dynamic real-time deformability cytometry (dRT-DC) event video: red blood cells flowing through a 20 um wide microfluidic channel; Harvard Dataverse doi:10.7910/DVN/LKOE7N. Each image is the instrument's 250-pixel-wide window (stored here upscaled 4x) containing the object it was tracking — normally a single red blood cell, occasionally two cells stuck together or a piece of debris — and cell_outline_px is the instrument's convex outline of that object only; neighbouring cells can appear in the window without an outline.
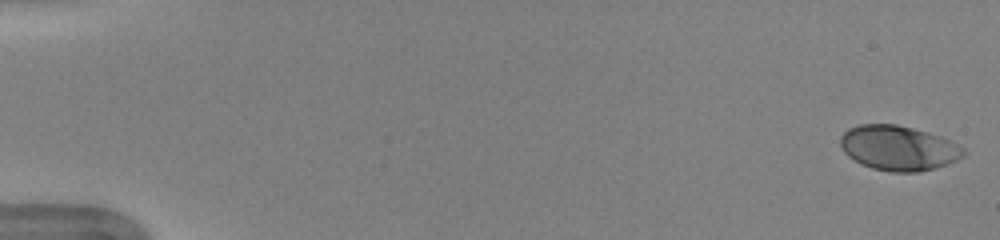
{"species": "human", "species_latin": "Homo sapiens", "temperature_condition": "warm", "stored_images_in_passage": 51, "camera_frame_rate_fps": 3000, "um_per_image_px": 0.085, "donor": {"sex": "female"}, "frame": {"image": 1, "passage_image": 1, "time_ms": 0.0, "image_size_px": [1000, 240], "cell_outline_px": [[968, 152], [964, 156], [956, 160], [920, 172], [892, 172], [872, 168], [860, 164], [848, 156], [844, 152], [840, 144], [840, 136], [848, 128], [860, 124], [896, 124], [928, 132], [940, 136], [964, 148]], "centroid_in_image_um": [76.34, 12.58], "position_along_channel_um": 8.7, "area_um2": 32.14}}
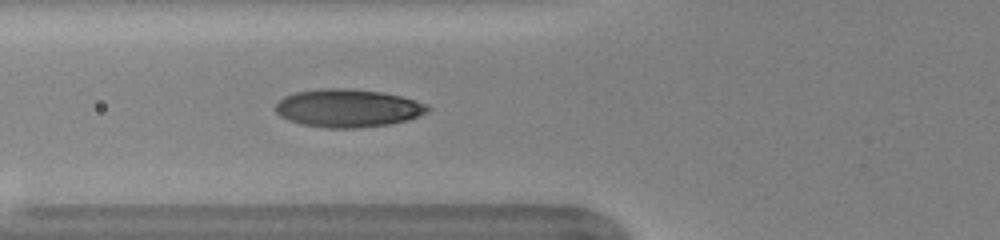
{"frame": {"image": 2, "passage_image": 20, "time_ms": 6.333, "image_size_px": [1000, 240], "cell_outline_px": [[432, 108], [428, 112], [408, 120], [388, 124], [356, 128], [328, 128], [300, 124], [288, 120], [280, 116], [276, 112], [276, 104], [284, 96], [296, 92], [324, 88], [348, 88], [380, 92], [400, 96], [428, 104]], "centroid_in_image_um": [29.57, 9.19], "position_along_channel_um": 96.2, "area_um2": 33.7}}
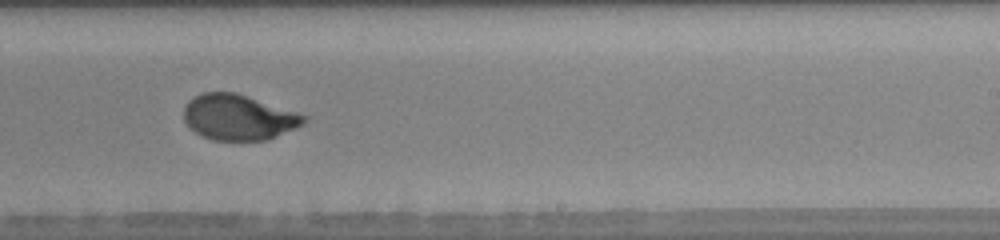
{"frame": {"image": 3, "passage_image": 33, "time_ms": 10.667, "image_size_px": [1000, 240], "cell_outline_px": [[308, 120], [304, 124], [268, 140], [212, 140], [200, 136], [184, 120], [184, 108], [188, 100], [204, 92], [236, 92], [308, 116]], "centroid_in_image_um": [20.28, 9.97], "position_along_channel_um": 268.7, "area_um2": 31.79}, "authors_computed_cell_mechanics": {"area_um2": 32.368, "velocity_mm_per_s": 3.9788, "shape_relaxation_time_tau1_ms": 3.4991, "shape_relaxation_time_tau2_ms": null, "deformation_change_tau1": 0.1827, "deformation_change_tau2": null}}